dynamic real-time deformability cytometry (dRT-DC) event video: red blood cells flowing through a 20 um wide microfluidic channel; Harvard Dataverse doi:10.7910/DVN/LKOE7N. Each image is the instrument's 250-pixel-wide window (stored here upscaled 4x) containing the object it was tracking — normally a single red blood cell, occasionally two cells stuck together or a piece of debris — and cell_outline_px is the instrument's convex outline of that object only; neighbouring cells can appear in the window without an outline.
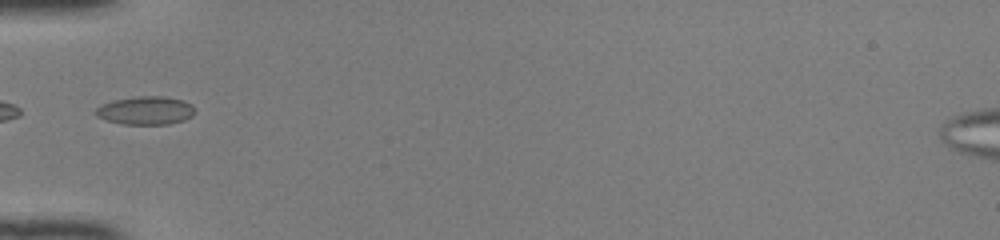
{"species": "common noctule bat (a hibernating species)", "species_latin": "Nyctalus noctula", "temperature_condition": "room temperature", "stored_images_in_passage": 33, "camera_frame_rate_fps": 3000, "um_per_image_px": 0.085, "animal": {"sex": "female", "body_mass_g": 22.0, "forearm_length_mm": 56.7}, "frame": {"image": 1, "passage_image": 1, "time_ms": 0.0, "image_size_px": [1000, 240], "cell_outline_px": [[196, 112], [192, 116], [184, 120], [168, 124], [120, 124], [96, 116], [92, 112], [100, 104], [112, 100], [136, 96], [164, 96], [184, 100], [192, 104]], "centroid_in_image_um": [12.36, 9.38], "position_along_channel_um": 72.6, "area_um2": 16.65}, "authors_computed_cell_mechanics": {"area_um2": 14.5078, "velocity_mm_per_s": 4.1792, "shape_relaxation_time_tau1_ms": null, "shape_relaxation_time_tau2_ms": 1.2753, "deformation_change_tau1": null, "deformation_change_tau2": 0.0563}}